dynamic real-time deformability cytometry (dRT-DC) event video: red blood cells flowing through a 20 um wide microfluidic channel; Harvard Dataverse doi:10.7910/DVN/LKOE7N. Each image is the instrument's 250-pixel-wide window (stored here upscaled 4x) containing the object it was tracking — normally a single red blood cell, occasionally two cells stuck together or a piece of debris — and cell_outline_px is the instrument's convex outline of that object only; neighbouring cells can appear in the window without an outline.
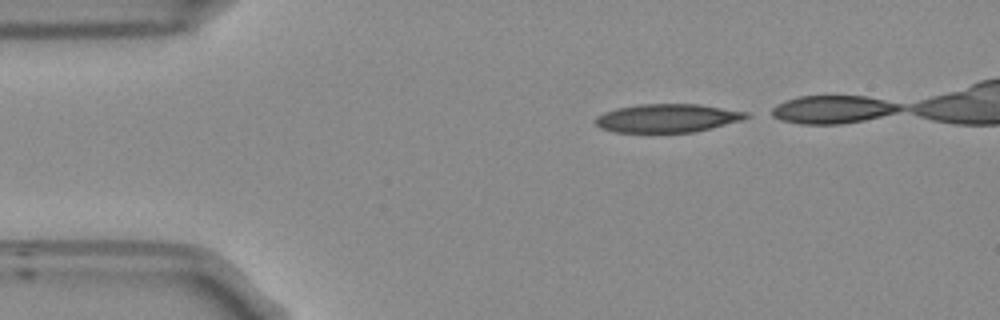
{"species": "Egyptian fruit bat (a non-hibernating species)", "species_latin": "Rousettus aegyptiacus", "temperature_condition": "room temperature", "stored_images_in_passage": 35, "camera_frame_rate_fps": 3000, "um_per_image_px": 0.085, "frame": {"image": 1, "passage_image": 1, "time_ms": 0.0, "image_size_px": [1000, 320], "cell_outline_px": [[752, 116], [744, 120], [696, 132], [616, 132], [600, 128], [596, 124], [596, 116], [604, 112], [616, 108], [640, 104], [700, 104], [748, 112]], "centroid_in_image_um": [56.78, 10.04], "position_along_channel_um": 28.2, "area_um2": 25.14}}
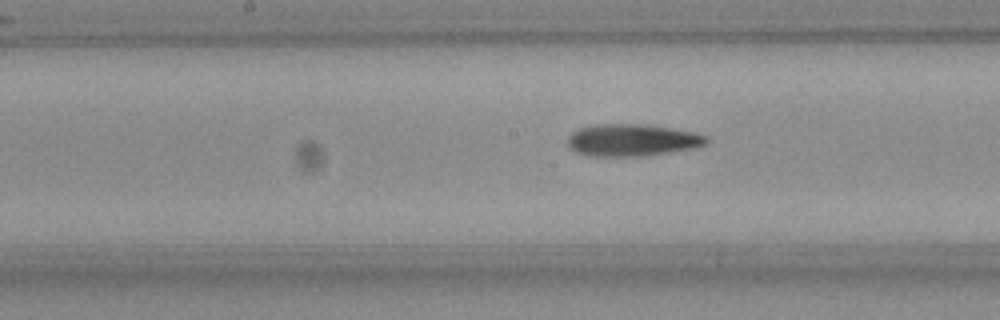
{"frame": {"image": 2, "passage_image": 18, "time_ms": 5.667, "image_size_px": [1000, 320], "cell_outline_px": [[712, 140], [708, 144], [696, 148], [640, 156], [592, 156], [576, 152], [568, 144], [568, 136], [572, 132], [580, 128], [596, 124], [644, 124], [672, 128], [696, 132], [708, 136]], "centroid_in_image_um": [53.81, 11.9], "position_along_channel_um": 194.4, "area_um2": 26.13}}
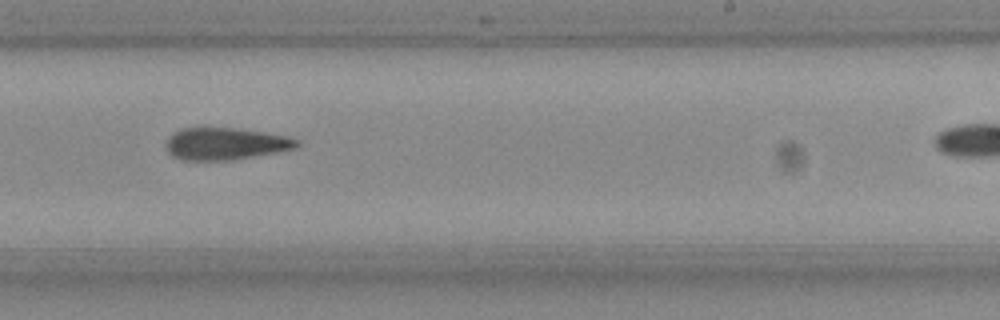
{"frame": {"image": 3, "passage_image": 24, "time_ms": 7.667, "image_size_px": [1000, 320], "cell_outline_px": [[300, 144], [296, 148], [276, 152], [228, 160], [180, 160], [172, 156], [168, 152], [164, 144], [168, 136], [172, 132], [180, 128], [240, 128], [288, 136], [300, 140]], "centroid_in_image_um": [19.12, 12.21], "position_along_channel_um": 269.9, "area_um2": 24.68}}